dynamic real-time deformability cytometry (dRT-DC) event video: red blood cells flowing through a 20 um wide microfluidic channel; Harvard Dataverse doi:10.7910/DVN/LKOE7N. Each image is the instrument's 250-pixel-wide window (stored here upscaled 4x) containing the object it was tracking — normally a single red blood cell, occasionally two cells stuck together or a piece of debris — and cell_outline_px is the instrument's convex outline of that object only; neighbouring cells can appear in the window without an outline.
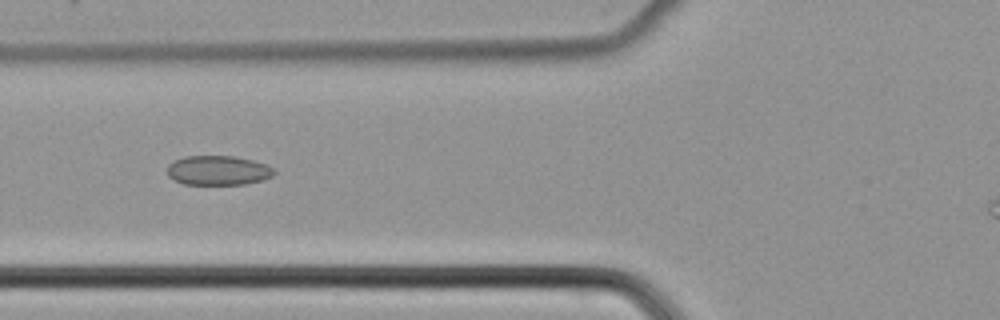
{"species": "common noctule bat (a hibernating species)", "species_latin": "Nyctalus noctula", "temperature_condition": "cold", "stored_images_in_passage": 38, "camera_frame_rate_fps": 3000, "um_per_image_px": 0.085, "animal": {"sex": "female", "body_mass_g": 22.7, "forearm_length_mm": 54.2}, "frame": {"image": 1, "passage_image": 11, "time_ms": 3.333, "image_size_px": [1000, 320], "cell_outline_px": [[276, 172], [272, 176], [264, 180], [244, 184], [184, 184], [168, 176], [168, 164], [172, 160], [184, 156], [232, 156], [252, 160], [276, 168]], "centroid_in_image_um": [18.55, 14.48], "position_along_channel_um": 107.3, "area_um2": 18.44}}
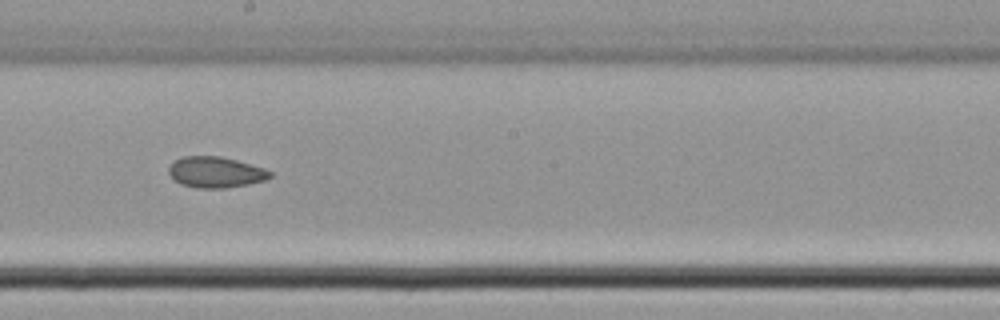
{"frame": {"image": 2, "passage_image": 20, "time_ms": 6.333, "image_size_px": [1000, 320], "cell_outline_px": [[272, 176], [264, 180], [248, 184], [224, 188], [196, 188], [180, 184], [172, 180], [168, 172], [168, 168], [176, 160], [184, 156], [220, 156], [236, 160], [264, 168], [272, 172]], "centroid_in_image_um": [18.3, 14.64], "position_along_channel_um": 229.9, "area_um2": 18.26}}
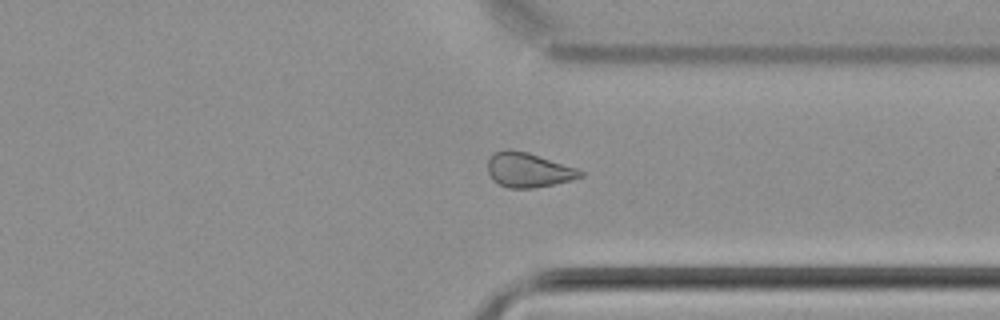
{"frame": {"image": 3, "passage_image": 30, "time_ms": 9.667, "image_size_px": [1000, 320], "cell_outline_px": [[584, 176], [572, 180], [532, 188], [508, 188], [492, 180], [488, 172], [488, 160], [492, 152], [508, 148], [528, 152], [576, 168], [584, 172]], "centroid_in_image_um": [44.88, 14.43], "position_along_channel_um": 366.5, "area_um2": 18.73}}